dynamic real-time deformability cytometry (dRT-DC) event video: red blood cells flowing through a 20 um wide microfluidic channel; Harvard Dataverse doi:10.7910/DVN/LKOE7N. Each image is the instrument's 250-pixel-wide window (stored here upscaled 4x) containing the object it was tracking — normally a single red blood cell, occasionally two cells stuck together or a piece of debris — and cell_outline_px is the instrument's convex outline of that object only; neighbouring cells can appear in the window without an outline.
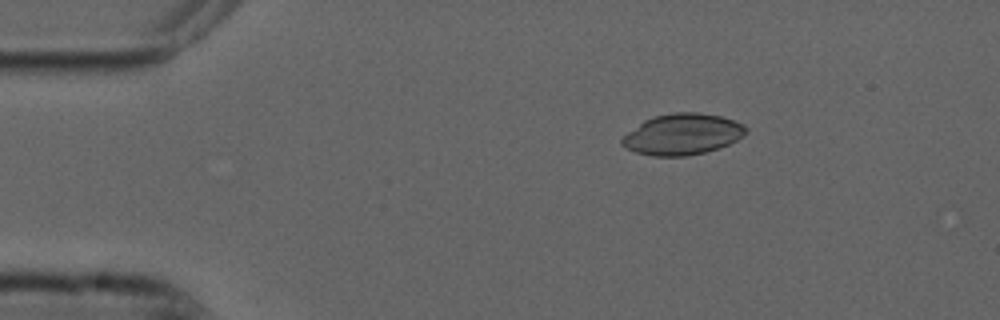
{"species": "common noctule bat (a hibernating species)", "species_latin": "Nyctalus noctula", "temperature_condition": "cold", "stored_images_in_passage": 54, "camera_frame_rate_fps": 3000, "um_per_image_px": 0.085, "animal": {"sex": "male", "forearm_length_mm": 52.5}, "frame": {"image": 1, "passage_image": 9, "time_ms": 2.667, "image_size_px": [1000, 320], "cell_outline_px": [[748, 132], [744, 136], [728, 144], [704, 152], [684, 156], [652, 156], [636, 152], [620, 144], [620, 140], [628, 132], [644, 120], [652, 116], [672, 112], [696, 112], [720, 116], [744, 124], [748, 128]], "centroid_in_image_um": [58.01, 11.4], "position_along_channel_um": 27.0, "area_um2": 29.59}}
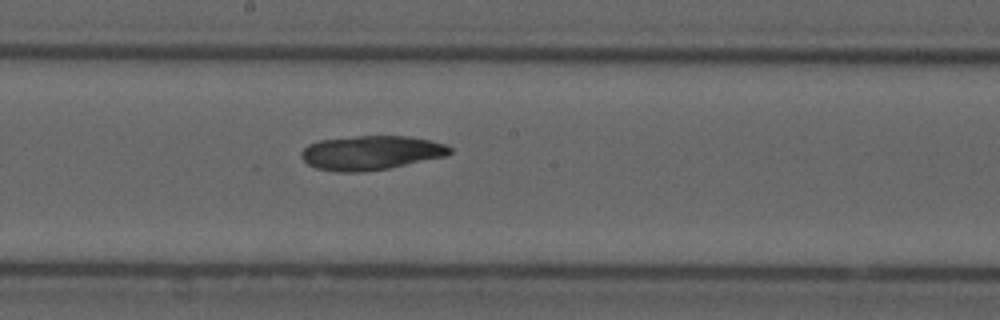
{"frame": {"image": 2, "passage_image": 29, "time_ms": 9.333, "image_size_px": [1000, 320], "cell_outline_px": [[452, 152], [448, 156], [388, 168], [364, 172], [336, 172], [316, 168], [308, 164], [300, 156], [300, 152], [308, 144], [320, 140], [356, 136], [412, 136], [444, 144], [452, 148]], "centroid_in_image_um": [31.53, 12.99], "position_along_channel_um": 216.7, "area_um2": 29.77}}
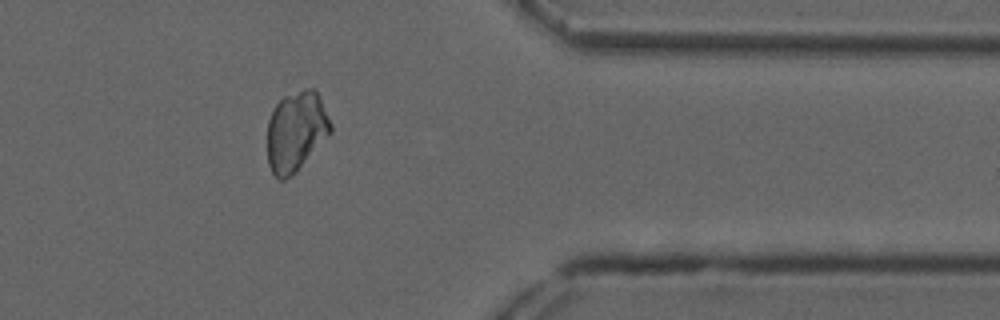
{"frame": {"image": 3, "passage_image": 44, "time_ms": 14.333, "image_size_px": [1000, 320], "cell_outline_px": [[332, 132], [296, 172], [284, 180], [280, 180], [272, 172], [268, 164], [268, 120], [276, 104], [284, 96], [304, 88], [312, 88], [320, 96], [332, 124]], "centroid_in_image_um": [25.18, 11.16], "position_along_channel_um": 386.2, "area_um2": 29.54}}